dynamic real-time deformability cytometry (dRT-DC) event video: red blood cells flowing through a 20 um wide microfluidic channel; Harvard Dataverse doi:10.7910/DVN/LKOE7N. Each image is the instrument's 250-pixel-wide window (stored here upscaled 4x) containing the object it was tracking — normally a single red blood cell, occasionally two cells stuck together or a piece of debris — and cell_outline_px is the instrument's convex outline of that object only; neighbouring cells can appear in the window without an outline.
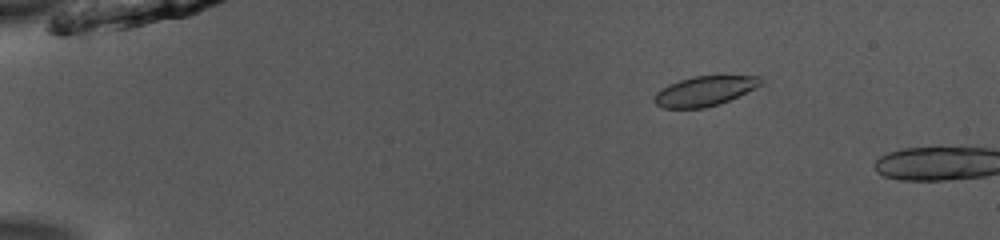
{"species": "common noctule bat (a hibernating species)", "species_latin": "Nyctalus noctula", "temperature_condition": "room temperature", "stored_images_in_passage": 12, "camera_frame_rate_fps": 3000, "um_per_image_px": 0.085, "animal": {"sex": "male", "body_mass_g": 13.0, "forearm_length_mm": 53.1}, "frame": {"image": 1, "passage_image": 9, "time_ms": 2.667, "image_size_px": [1000, 240], "cell_outline_px": [[768, 80], [764, 84], [756, 88], [720, 104], [704, 108], [664, 108], [656, 104], [652, 100], [656, 92], [668, 84], [692, 76], [760, 76]], "centroid_in_image_um": [59.94, 7.73], "position_along_channel_um": 25.1, "area_um2": 18.73}}